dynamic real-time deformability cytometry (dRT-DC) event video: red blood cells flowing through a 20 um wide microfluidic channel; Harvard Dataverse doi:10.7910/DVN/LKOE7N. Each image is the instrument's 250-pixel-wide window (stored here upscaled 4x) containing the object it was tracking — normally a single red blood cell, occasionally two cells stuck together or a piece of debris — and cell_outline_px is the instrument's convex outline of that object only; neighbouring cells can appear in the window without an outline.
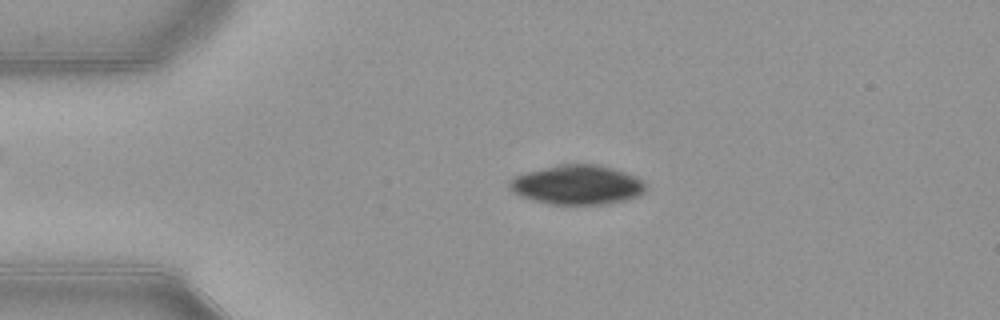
{"species": "common noctule bat (a hibernating species)", "species_latin": "Nyctalus noctula", "temperature_condition": "warm", "stored_images_in_passage": 47, "camera_frame_rate_fps": 3000, "um_per_image_px": 0.085, "animal": {"sex": "female", "body_mass_g": 21.9}, "frame": {"image": 1, "passage_image": 6, "time_ms": 1.667, "image_size_px": [1000, 320], "cell_outline_px": [[644, 192], [636, 196], [624, 200], [608, 204], [548, 204], [532, 200], [520, 196], [512, 192], [508, 188], [508, 184], [512, 176], [556, 164], [600, 164], [636, 176], [644, 184]], "centroid_in_image_um": [48.99, 15.7], "position_along_channel_um": 36.0, "area_um2": 31.39}}
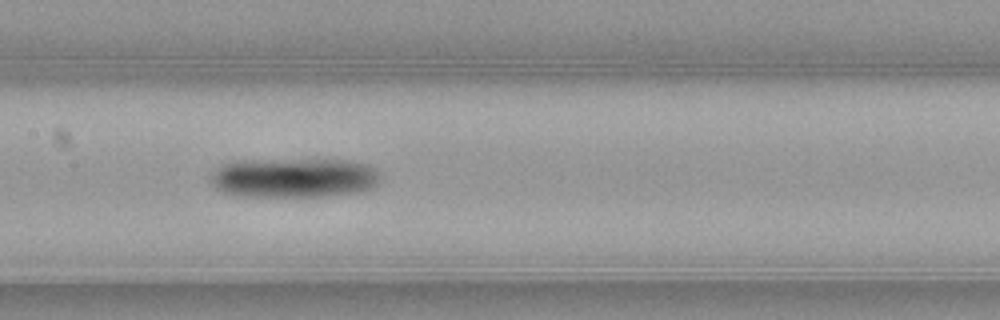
{"frame": {"image": 2, "passage_image": 20, "time_ms": 6.333, "image_size_px": [1000, 320], "cell_outline_px": [[380, 180], [376, 184], [360, 192], [324, 196], [236, 196], [224, 192], [216, 188], [208, 180], [212, 172], [220, 164], [232, 160], [348, 160], [368, 164], [376, 172]], "centroid_in_image_um": [24.89, 15.1], "position_along_channel_um": 182.5, "area_um2": 39.36}}
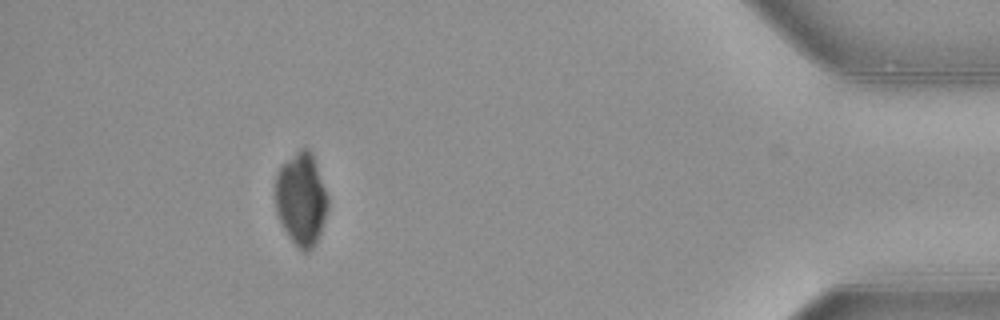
{"frame": {"image": 3, "passage_image": 42, "time_ms": 13.667, "image_size_px": [1000, 320], "cell_outline_px": [[328, 208], [316, 244], [308, 252], [304, 252], [288, 236], [280, 224], [276, 212], [276, 172], [300, 148], [308, 148], [312, 152], [328, 196]], "centroid_in_image_um": [25.61, 16.94], "position_along_channel_um": 409.6, "area_um2": 28.26}}